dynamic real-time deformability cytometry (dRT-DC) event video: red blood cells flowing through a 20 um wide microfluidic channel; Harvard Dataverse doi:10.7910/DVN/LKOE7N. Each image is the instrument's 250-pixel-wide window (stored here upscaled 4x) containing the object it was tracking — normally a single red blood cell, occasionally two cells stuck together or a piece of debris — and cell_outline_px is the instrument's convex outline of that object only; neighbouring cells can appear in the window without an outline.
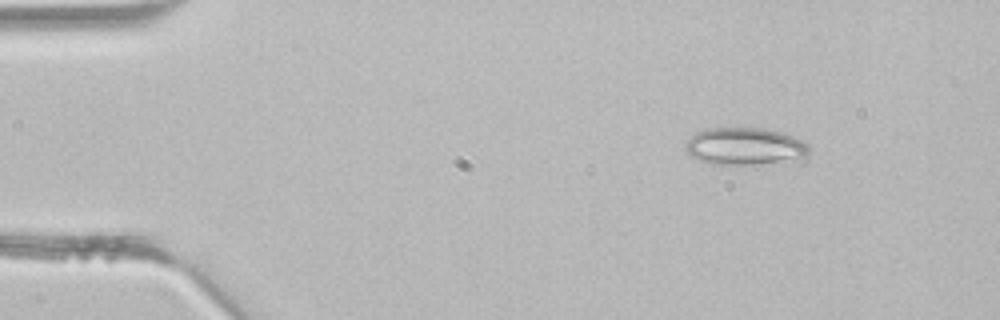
{"species": "common noctule bat (a hibernating species)", "species_latin": "Nyctalus noctula", "temperature_condition": "room temperature", "stored_images_in_passage": 38, "camera_frame_rate_fps": 3000, "um_per_image_px": 0.085, "animal": {"sex": "male", "body_mass_g": 21.5, "forearm_length_mm": 52.0}, "frame": {"image": 1, "passage_image": 1, "time_ms": 0.0, "image_size_px": [1000, 320], "cell_outline_px": [[812, 152], [804, 160], [756, 164], [708, 164], [692, 156], [684, 148], [688, 140], [696, 132], [708, 128], [764, 128], [784, 132], [808, 144], [812, 148]], "centroid_in_image_um": [63.41, 12.45], "position_along_channel_um": 21.6, "area_um2": 27.34}}
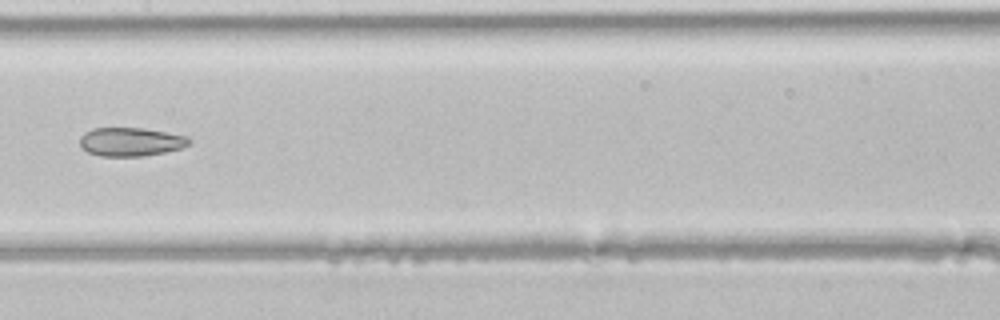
{"frame": {"image": 2, "passage_image": 17, "time_ms": 5.333, "image_size_px": [1000, 320], "cell_outline_px": [[192, 140], [188, 144], [180, 148], [164, 152], [144, 156], [100, 156], [88, 152], [80, 144], [80, 136], [84, 132], [92, 128], [144, 128], [188, 136]], "centroid_in_image_um": [11.1, 12.04], "position_along_channel_um": 196.3, "area_um2": 18.21}}
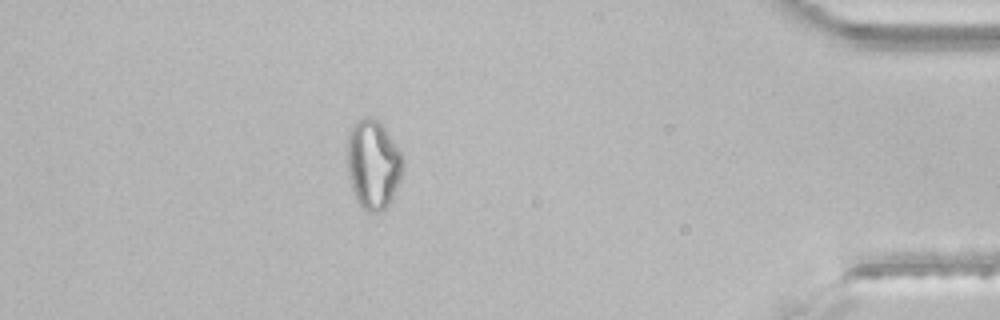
{"frame": {"image": 3, "passage_image": 33, "time_ms": 10.667, "image_size_px": [1000, 320], "cell_outline_px": [[404, 168], [400, 180], [388, 204], [380, 212], [364, 212], [356, 200], [348, 176], [348, 132], [352, 124], [356, 120], [364, 116], [368, 116], [380, 120], [400, 148], [404, 156]], "centroid_in_image_um": [31.73, 13.92], "position_along_channel_um": 403.5, "area_um2": 29.59}}